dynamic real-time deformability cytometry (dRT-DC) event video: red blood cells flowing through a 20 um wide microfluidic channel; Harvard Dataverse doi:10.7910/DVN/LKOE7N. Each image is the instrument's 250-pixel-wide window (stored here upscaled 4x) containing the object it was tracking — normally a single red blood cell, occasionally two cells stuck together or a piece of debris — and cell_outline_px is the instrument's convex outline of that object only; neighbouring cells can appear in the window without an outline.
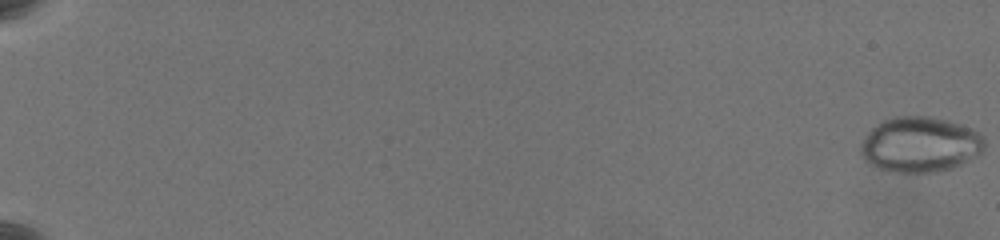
{"species": "common noctule bat (a hibernating species)", "species_latin": "Nyctalus noctula", "temperature_condition": "warm", "stored_images_in_passage": 37, "camera_frame_rate_fps": 3000, "um_per_image_px": 0.085, "animal": {"sex": "female", "body_mass_g": 19.5, "forearm_length_mm": 54.1}, "frame": {"image": 1, "passage_image": 1, "time_ms": 0.0, "image_size_px": [1000, 240], "cell_outline_px": [[984, 148], [976, 156], [952, 168], [932, 172], [896, 172], [880, 168], [868, 164], [864, 160], [860, 152], [860, 144], [864, 136], [872, 128], [884, 120], [892, 116], [928, 116], [948, 120], [972, 128], [980, 132], [984, 136]], "centroid_in_image_um": [78.2, 12.27], "position_along_channel_um": 6.8, "area_um2": 40.06}}
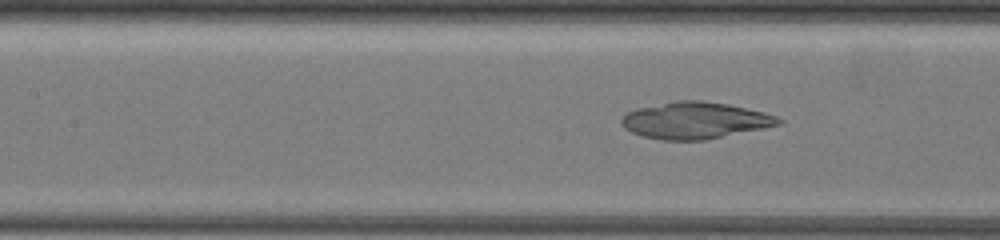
{"frame": {"image": 2, "passage_image": 34, "time_ms": 11.0, "image_size_px": [1000, 240], "cell_outline_px": [[784, 120], [780, 124], [764, 128], [704, 140], [664, 140], [644, 136], [632, 132], [624, 128], [620, 124], [620, 120], [628, 112], [636, 108], [676, 100], [700, 100], [728, 104], [764, 112], [776, 116]], "centroid_in_image_um": [59.07, 10.23], "position_along_channel_um": 148.3, "area_um2": 33.47}}
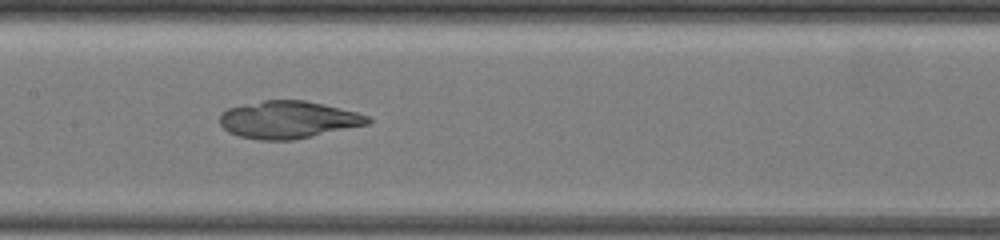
{"frame": {"image": 3, "passage_image": 37, "time_ms": 12.0, "image_size_px": [1000, 240], "cell_outline_px": [[372, 120], [368, 124], [296, 140], [260, 140], [240, 136], [228, 132], [220, 124], [220, 112], [228, 108], [244, 104], [264, 100], [304, 100], [324, 104], [356, 112], [368, 116]], "centroid_in_image_um": [24.49, 10.18], "position_along_channel_um": 182.9, "area_um2": 32.31}}